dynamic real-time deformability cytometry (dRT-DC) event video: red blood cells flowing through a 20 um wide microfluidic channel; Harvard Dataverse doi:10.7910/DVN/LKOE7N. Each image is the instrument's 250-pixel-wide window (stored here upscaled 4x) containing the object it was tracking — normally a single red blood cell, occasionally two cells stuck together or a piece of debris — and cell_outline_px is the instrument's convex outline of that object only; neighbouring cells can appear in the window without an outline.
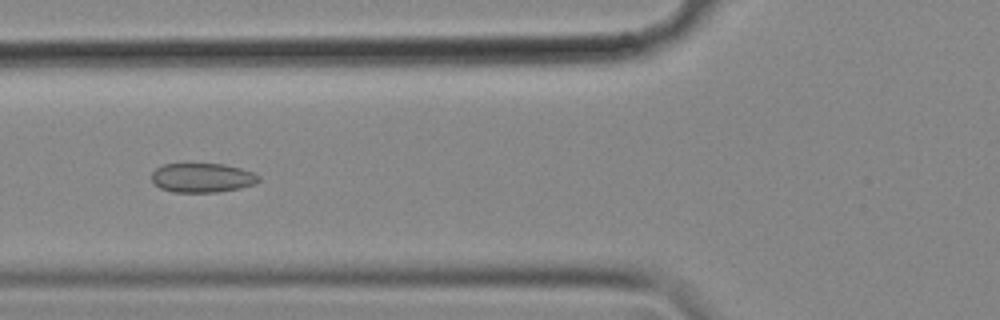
{"species": "common noctule bat (a hibernating species)", "species_latin": "Nyctalus noctula", "temperature_condition": "cold", "stored_images_in_passage": 56, "camera_frame_rate_fps": 3000, "um_per_image_px": 0.085, "animal": {"sex": "female", "body_mass_g": 18.4}, "frame": {"image": 1, "passage_image": 21, "time_ms": 6.667, "image_size_px": [1000, 320], "cell_outline_px": [[260, 180], [256, 184], [240, 188], [216, 192], [172, 192], [160, 188], [152, 180], [152, 172], [156, 168], [164, 164], [224, 164], [240, 168], [252, 172], [260, 176]], "centroid_in_image_um": [17.21, 15.11], "position_along_channel_um": 108.6, "area_um2": 18.26}}
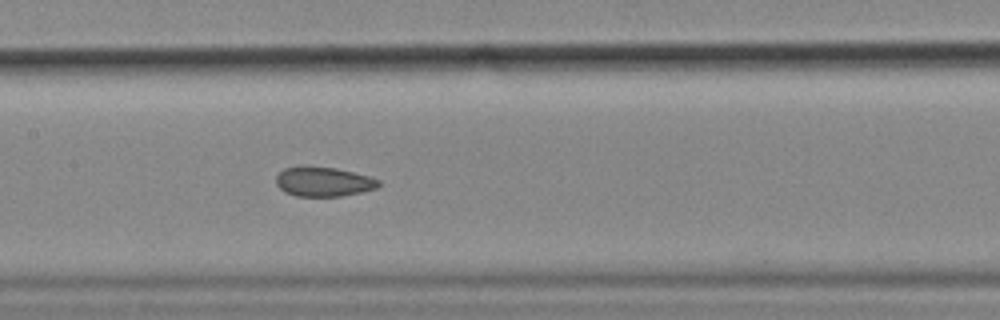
{"frame": {"image": 2, "passage_image": 27, "time_ms": 8.667, "image_size_px": [1000, 320], "cell_outline_px": [[380, 184], [376, 188], [360, 192], [340, 196], [296, 196], [284, 192], [276, 184], [276, 176], [284, 168], [300, 164], [304, 164], [336, 168], [368, 176], [380, 180]], "centroid_in_image_um": [27.44, 15.41], "position_along_channel_um": 180.0, "area_um2": 17.92}}
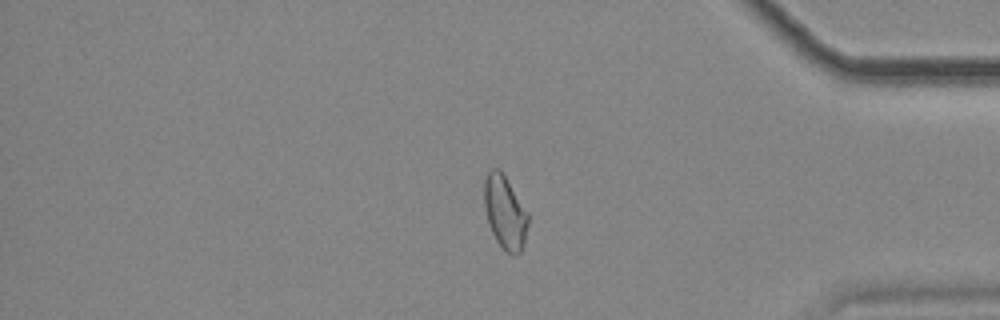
{"frame": {"image": 3, "passage_image": 47, "time_ms": 15.333, "image_size_px": [1000, 320], "cell_outline_px": [[528, 224], [524, 244], [520, 252], [508, 252], [496, 240], [488, 224], [484, 208], [484, 180], [488, 172], [492, 168], [500, 168], [528, 212]], "centroid_in_image_um": [42.91, 17.99], "position_along_channel_um": 392.3, "area_um2": 18.61}, "authors_computed_cell_mechanics": {"area_um2": 19.1029, "velocity_mm_per_s": 3.5559, "shape_relaxation_time_tau1_ms": null, "shape_relaxation_time_tau2_ms": 1.5755, "deformation_change_tau1": null, "deformation_change_tau2": 0.0758}}